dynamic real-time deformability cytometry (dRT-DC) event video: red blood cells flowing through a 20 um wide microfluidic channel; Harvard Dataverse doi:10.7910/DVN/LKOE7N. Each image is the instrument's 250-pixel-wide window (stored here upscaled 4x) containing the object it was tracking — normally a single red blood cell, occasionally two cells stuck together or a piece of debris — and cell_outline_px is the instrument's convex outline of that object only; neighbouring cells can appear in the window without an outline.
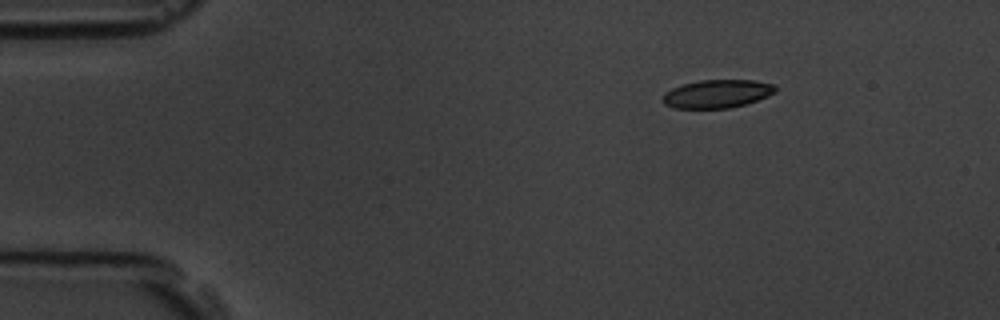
{"species": "common noctule bat (a hibernating species)", "species_latin": "Nyctalus noctula", "temperature_condition": "room temperature", "stored_images_in_passage": 4, "camera_frame_rate_fps": 3000, "um_per_image_px": 0.085, "animal": {"sex": "male", "body_mass_g": 19.5, "forearm_length_mm": 54.6}, "frame": {"image": 1, "passage_image": 2, "time_ms": 2.0, "image_size_px": [1000, 320], "cell_outline_px": [[776, 92], [768, 96], [744, 104], [728, 108], [676, 108], [664, 104], [664, 92], [672, 88], [684, 84], [700, 80], [752, 80], [776, 84]], "centroid_in_image_um": [60.98, 7.96], "position_along_channel_um": 24.0, "area_um2": 18.38}}